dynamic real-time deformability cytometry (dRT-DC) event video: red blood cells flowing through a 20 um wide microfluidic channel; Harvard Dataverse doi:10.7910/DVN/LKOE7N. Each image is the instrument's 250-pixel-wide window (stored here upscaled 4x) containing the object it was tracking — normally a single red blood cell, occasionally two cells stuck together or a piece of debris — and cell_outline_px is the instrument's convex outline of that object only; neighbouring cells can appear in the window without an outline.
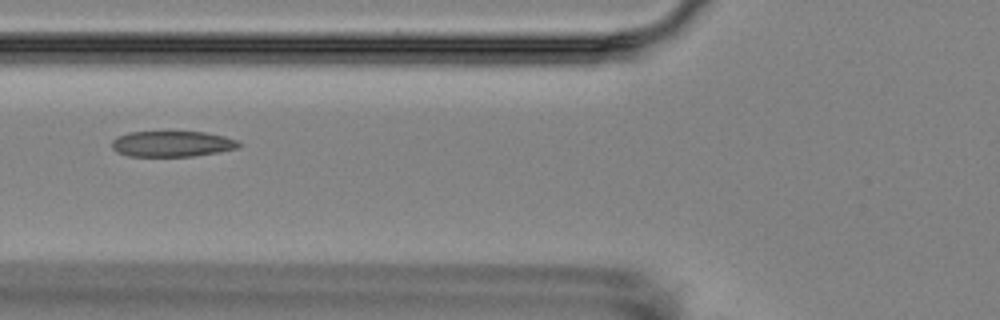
{"species": "Egyptian fruit bat (a non-hibernating species)", "species_latin": "Rousettus aegyptiacus", "temperature_condition": "room temperature", "stored_images_in_passage": 13, "camera_frame_rate_fps": 3000, "um_per_image_px": 0.085, "animal": {"sex": "female"}, "frame": {"image": 1, "passage_image": 6, "time_ms": 5.667, "image_size_px": [1000, 320], "cell_outline_px": [[240, 148], [220, 152], [192, 156], [128, 156], [116, 152], [112, 148], [112, 140], [116, 136], [128, 132], [204, 132], [224, 136], [236, 140], [240, 144]], "centroid_in_image_um": [14.61, 12.23], "position_along_channel_um": 111.2, "area_um2": 19.13}}
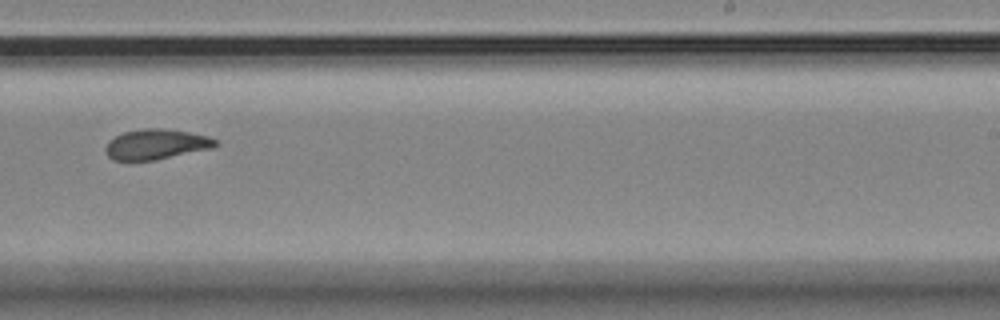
{"frame": {"image": 2, "passage_image": 10, "time_ms": 10.333, "image_size_px": [1000, 320], "cell_outline_px": [[220, 144], [212, 148], [156, 160], [112, 160], [104, 152], [104, 148], [108, 140], [124, 132], [144, 128], [160, 128], [188, 132], [208, 136], [220, 140]], "centroid_in_image_um": [13.28, 12.27], "position_along_channel_um": 275.7, "area_um2": 19.54}}
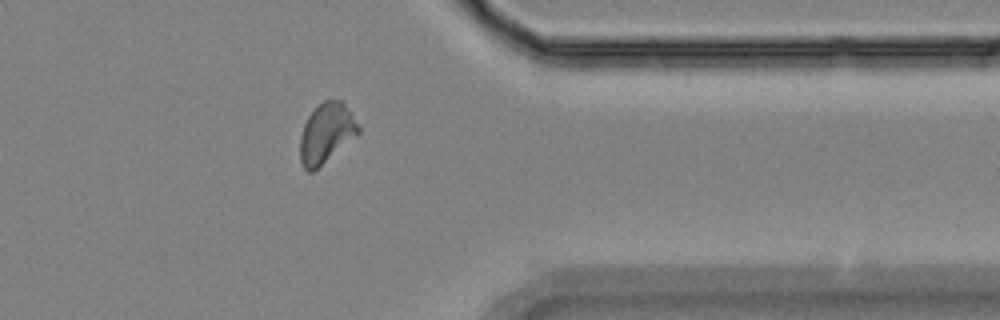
{"frame": {"image": 3, "passage_image": 13, "time_ms": 13.667, "image_size_px": [1000, 320], "cell_outline_px": [[360, 132], [356, 136], [312, 172], [308, 172], [304, 168], [300, 160], [300, 136], [304, 124], [308, 116], [316, 104], [324, 100], [340, 100], [344, 104], [360, 128]], "centroid_in_image_um": [27.7, 11.31], "position_along_channel_um": 383.7, "area_um2": 20.06}, "authors_computed_cell_mechanics": {"area_um2": 19.941, "velocity_mm_per_s": 3.5428, "shape_relaxation_time_tau1_ms": 5.9694, "shape_relaxation_time_tau2_ms": 3.0865, "deformation_change_tau1": 0.1657, "deformation_change_tau2": 0.1024}}